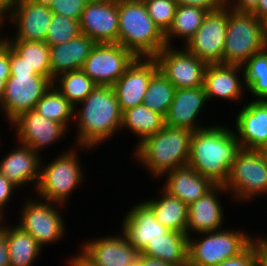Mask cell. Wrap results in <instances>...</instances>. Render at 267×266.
Wrapping results in <instances>:
<instances>
[{
  "instance_id": "cell-38",
  "label": "cell",
  "mask_w": 267,
  "mask_h": 266,
  "mask_svg": "<svg viewBox=\"0 0 267 266\" xmlns=\"http://www.w3.org/2000/svg\"><path fill=\"white\" fill-rule=\"evenodd\" d=\"M150 18L160 31L165 34L173 22L176 11L175 0H144Z\"/></svg>"
},
{
  "instance_id": "cell-40",
  "label": "cell",
  "mask_w": 267,
  "mask_h": 266,
  "mask_svg": "<svg viewBox=\"0 0 267 266\" xmlns=\"http://www.w3.org/2000/svg\"><path fill=\"white\" fill-rule=\"evenodd\" d=\"M215 266H257V236L240 254Z\"/></svg>"
},
{
  "instance_id": "cell-8",
  "label": "cell",
  "mask_w": 267,
  "mask_h": 266,
  "mask_svg": "<svg viewBox=\"0 0 267 266\" xmlns=\"http://www.w3.org/2000/svg\"><path fill=\"white\" fill-rule=\"evenodd\" d=\"M265 47L260 20L256 15L236 12L228 6L223 64L243 66L256 52Z\"/></svg>"
},
{
  "instance_id": "cell-33",
  "label": "cell",
  "mask_w": 267,
  "mask_h": 266,
  "mask_svg": "<svg viewBox=\"0 0 267 266\" xmlns=\"http://www.w3.org/2000/svg\"><path fill=\"white\" fill-rule=\"evenodd\" d=\"M242 67L251 100L267 101V47L256 52Z\"/></svg>"
},
{
  "instance_id": "cell-42",
  "label": "cell",
  "mask_w": 267,
  "mask_h": 266,
  "mask_svg": "<svg viewBox=\"0 0 267 266\" xmlns=\"http://www.w3.org/2000/svg\"><path fill=\"white\" fill-rule=\"evenodd\" d=\"M19 189L10 182L3 174L0 173V210L6 214L8 202L12 199L13 192ZM6 210V211H4Z\"/></svg>"
},
{
  "instance_id": "cell-36",
  "label": "cell",
  "mask_w": 267,
  "mask_h": 266,
  "mask_svg": "<svg viewBox=\"0 0 267 266\" xmlns=\"http://www.w3.org/2000/svg\"><path fill=\"white\" fill-rule=\"evenodd\" d=\"M175 90V86L158 71L149 82L148 89L144 94L143 104L165 118Z\"/></svg>"
},
{
  "instance_id": "cell-50",
  "label": "cell",
  "mask_w": 267,
  "mask_h": 266,
  "mask_svg": "<svg viewBox=\"0 0 267 266\" xmlns=\"http://www.w3.org/2000/svg\"><path fill=\"white\" fill-rule=\"evenodd\" d=\"M259 19L263 15H267V0H260L257 8L252 12Z\"/></svg>"
},
{
  "instance_id": "cell-56",
  "label": "cell",
  "mask_w": 267,
  "mask_h": 266,
  "mask_svg": "<svg viewBox=\"0 0 267 266\" xmlns=\"http://www.w3.org/2000/svg\"><path fill=\"white\" fill-rule=\"evenodd\" d=\"M1 32L3 31H0V37L2 36ZM6 43V37L4 38L3 36L0 38V47H2L4 44Z\"/></svg>"
},
{
  "instance_id": "cell-26",
  "label": "cell",
  "mask_w": 267,
  "mask_h": 266,
  "mask_svg": "<svg viewBox=\"0 0 267 266\" xmlns=\"http://www.w3.org/2000/svg\"><path fill=\"white\" fill-rule=\"evenodd\" d=\"M95 44L93 39L81 33L69 42L49 46L51 80L81 69Z\"/></svg>"
},
{
  "instance_id": "cell-55",
  "label": "cell",
  "mask_w": 267,
  "mask_h": 266,
  "mask_svg": "<svg viewBox=\"0 0 267 266\" xmlns=\"http://www.w3.org/2000/svg\"><path fill=\"white\" fill-rule=\"evenodd\" d=\"M5 85H6V81L2 79V76H0V101L2 100L4 92H5Z\"/></svg>"
},
{
  "instance_id": "cell-18",
  "label": "cell",
  "mask_w": 267,
  "mask_h": 266,
  "mask_svg": "<svg viewBox=\"0 0 267 266\" xmlns=\"http://www.w3.org/2000/svg\"><path fill=\"white\" fill-rule=\"evenodd\" d=\"M79 27L96 43H118V0L89 1L81 13Z\"/></svg>"
},
{
  "instance_id": "cell-49",
  "label": "cell",
  "mask_w": 267,
  "mask_h": 266,
  "mask_svg": "<svg viewBox=\"0 0 267 266\" xmlns=\"http://www.w3.org/2000/svg\"><path fill=\"white\" fill-rule=\"evenodd\" d=\"M20 0H0V9L8 14Z\"/></svg>"
},
{
  "instance_id": "cell-5",
  "label": "cell",
  "mask_w": 267,
  "mask_h": 266,
  "mask_svg": "<svg viewBox=\"0 0 267 266\" xmlns=\"http://www.w3.org/2000/svg\"><path fill=\"white\" fill-rule=\"evenodd\" d=\"M78 149L93 151L90 147L75 146L62 151L51 162L44 161V164L41 160L39 182L35 188L40 200L67 206L71 194L80 188L79 185H82L85 179Z\"/></svg>"
},
{
  "instance_id": "cell-3",
  "label": "cell",
  "mask_w": 267,
  "mask_h": 266,
  "mask_svg": "<svg viewBox=\"0 0 267 266\" xmlns=\"http://www.w3.org/2000/svg\"><path fill=\"white\" fill-rule=\"evenodd\" d=\"M192 133L165 125L133 148V159L148 170L151 179L159 180L165 173L188 164Z\"/></svg>"
},
{
  "instance_id": "cell-25",
  "label": "cell",
  "mask_w": 267,
  "mask_h": 266,
  "mask_svg": "<svg viewBox=\"0 0 267 266\" xmlns=\"http://www.w3.org/2000/svg\"><path fill=\"white\" fill-rule=\"evenodd\" d=\"M162 189L189 206L209 192L215 184L190 166H182L163 175ZM166 176V178H165ZM165 178V181H164Z\"/></svg>"
},
{
  "instance_id": "cell-32",
  "label": "cell",
  "mask_w": 267,
  "mask_h": 266,
  "mask_svg": "<svg viewBox=\"0 0 267 266\" xmlns=\"http://www.w3.org/2000/svg\"><path fill=\"white\" fill-rule=\"evenodd\" d=\"M34 110L44 118L61 123L68 132L69 124L74 122V106L54 85L44 93Z\"/></svg>"
},
{
  "instance_id": "cell-37",
  "label": "cell",
  "mask_w": 267,
  "mask_h": 266,
  "mask_svg": "<svg viewBox=\"0 0 267 266\" xmlns=\"http://www.w3.org/2000/svg\"><path fill=\"white\" fill-rule=\"evenodd\" d=\"M50 23L45 39L49 46L69 42L81 34L79 20L54 13Z\"/></svg>"
},
{
  "instance_id": "cell-29",
  "label": "cell",
  "mask_w": 267,
  "mask_h": 266,
  "mask_svg": "<svg viewBox=\"0 0 267 266\" xmlns=\"http://www.w3.org/2000/svg\"><path fill=\"white\" fill-rule=\"evenodd\" d=\"M5 238L10 266H33L34 261L43 254L41 253L43 248L34 237L16 224H5Z\"/></svg>"
},
{
  "instance_id": "cell-53",
  "label": "cell",
  "mask_w": 267,
  "mask_h": 266,
  "mask_svg": "<svg viewBox=\"0 0 267 266\" xmlns=\"http://www.w3.org/2000/svg\"><path fill=\"white\" fill-rule=\"evenodd\" d=\"M31 1H33L37 5H41L45 8H49V9H50V6L53 2V0H31Z\"/></svg>"
},
{
  "instance_id": "cell-58",
  "label": "cell",
  "mask_w": 267,
  "mask_h": 266,
  "mask_svg": "<svg viewBox=\"0 0 267 266\" xmlns=\"http://www.w3.org/2000/svg\"><path fill=\"white\" fill-rule=\"evenodd\" d=\"M264 236H265V237H264ZM260 238L263 239L265 242H267V236H266V234H265V235H263V234L260 235Z\"/></svg>"
},
{
  "instance_id": "cell-1",
  "label": "cell",
  "mask_w": 267,
  "mask_h": 266,
  "mask_svg": "<svg viewBox=\"0 0 267 266\" xmlns=\"http://www.w3.org/2000/svg\"><path fill=\"white\" fill-rule=\"evenodd\" d=\"M239 149L233 127L207 125L192 133L187 165L215 185H224Z\"/></svg>"
},
{
  "instance_id": "cell-20",
  "label": "cell",
  "mask_w": 267,
  "mask_h": 266,
  "mask_svg": "<svg viewBox=\"0 0 267 266\" xmlns=\"http://www.w3.org/2000/svg\"><path fill=\"white\" fill-rule=\"evenodd\" d=\"M245 103L233 124L240 148L267 151V101Z\"/></svg>"
},
{
  "instance_id": "cell-48",
  "label": "cell",
  "mask_w": 267,
  "mask_h": 266,
  "mask_svg": "<svg viewBox=\"0 0 267 266\" xmlns=\"http://www.w3.org/2000/svg\"><path fill=\"white\" fill-rule=\"evenodd\" d=\"M134 266H174V265L164 262L160 259L151 258L141 254L139 260L134 264Z\"/></svg>"
},
{
  "instance_id": "cell-17",
  "label": "cell",
  "mask_w": 267,
  "mask_h": 266,
  "mask_svg": "<svg viewBox=\"0 0 267 266\" xmlns=\"http://www.w3.org/2000/svg\"><path fill=\"white\" fill-rule=\"evenodd\" d=\"M158 71L154 58L137 57L132 62L113 85L122 112L143 104L149 82Z\"/></svg>"
},
{
  "instance_id": "cell-31",
  "label": "cell",
  "mask_w": 267,
  "mask_h": 266,
  "mask_svg": "<svg viewBox=\"0 0 267 266\" xmlns=\"http://www.w3.org/2000/svg\"><path fill=\"white\" fill-rule=\"evenodd\" d=\"M208 11L197 6L177 5L173 22L164 34L167 46H172L173 39H183V46L193 37L201 26Z\"/></svg>"
},
{
  "instance_id": "cell-13",
  "label": "cell",
  "mask_w": 267,
  "mask_h": 266,
  "mask_svg": "<svg viewBox=\"0 0 267 266\" xmlns=\"http://www.w3.org/2000/svg\"><path fill=\"white\" fill-rule=\"evenodd\" d=\"M158 70L176 89L203 86L207 64L184 46H165L155 57Z\"/></svg>"
},
{
  "instance_id": "cell-14",
  "label": "cell",
  "mask_w": 267,
  "mask_h": 266,
  "mask_svg": "<svg viewBox=\"0 0 267 266\" xmlns=\"http://www.w3.org/2000/svg\"><path fill=\"white\" fill-rule=\"evenodd\" d=\"M228 5L208 12L193 37L184 46L206 64H223Z\"/></svg>"
},
{
  "instance_id": "cell-6",
  "label": "cell",
  "mask_w": 267,
  "mask_h": 266,
  "mask_svg": "<svg viewBox=\"0 0 267 266\" xmlns=\"http://www.w3.org/2000/svg\"><path fill=\"white\" fill-rule=\"evenodd\" d=\"M224 186L239 204L267 194V151L240 148Z\"/></svg>"
},
{
  "instance_id": "cell-30",
  "label": "cell",
  "mask_w": 267,
  "mask_h": 266,
  "mask_svg": "<svg viewBox=\"0 0 267 266\" xmlns=\"http://www.w3.org/2000/svg\"><path fill=\"white\" fill-rule=\"evenodd\" d=\"M165 126V118L151 109L145 104L137 105L133 108L123 111L121 132L128 129L135 137H138L137 146L146 137L154 135Z\"/></svg>"
},
{
  "instance_id": "cell-7",
  "label": "cell",
  "mask_w": 267,
  "mask_h": 266,
  "mask_svg": "<svg viewBox=\"0 0 267 266\" xmlns=\"http://www.w3.org/2000/svg\"><path fill=\"white\" fill-rule=\"evenodd\" d=\"M253 240L243 229L225 228L188 237L187 266H215L240 254Z\"/></svg>"
},
{
  "instance_id": "cell-4",
  "label": "cell",
  "mask_w": 267,
  "mask_h": 266,
  "mask_svg": "<svg viewBox=\"0 0 267 266\" xmlns=\"http://www.w3.org/2000/svg\"><path fill=\"white\" fill-rule=\"evenodd\" d=\"M118 24V44L136 57L154 58L167 46L143 0H118Z\"/></svg>"
},
{
  "instance_id": "cell-24",
  "label": "cell",
  "mask_w": 267,
  "mask_h": 266,
  "mask_svg": "<svg viewBox=\"0 0 267 266\" xmlns=\"http://www.w3.org/2000/svg\"><path fill=\"white\" fill-rule=\"evenodd\" d=\"M0 160V173L19 189L27 184L34 190L39 182L42 156L29 146L19 143Z\"/></svg>"
},
{
  "instance_id": "cell-39",
  "label": "cell",
  "mask_w": 267,
  "mask_h": 266,
  "mask_svg": "<svg viewBox=\"0 0 267 266\" xmlns=\"http://www.w3.org/2000/svg\"><path fill=\"white\" fill-rule=\"evenodd\" d=\"M88 0H53L50 10L53 13L79 20Z\"/></svg>"
},
{
  "instance_id": "cell-19",
  "label": "cell",
  "mask_w": 267,
  "mask_h": 266,
  "mask_svg": "<svg viewBox=\"0 0 267 266\" xmlns=\"http://www.w3.org/2000/svg\"><path fill=\"white\" fill-rule=\"evenodd\" d=\"M203 87L208 102L215 98L242 102L245 98L243 95L247 92L243 67L231 64H207Z\"/></svg>"
},
{
  "instance_id": "cell-2",
  "label": "cell",
  "mask_w": 267,
  "mask_h": 266,
  "mask_svg": "<svg viewBox=\"0 0 267 266\" xmlns=\"http://www.w3.org/2000/svg\"><path fill=\"white\" fill-rule=\"evenodd\" d=\"M122 113L113 86L97 85L74 107L77 139L75 138L73 144L77 147L98 148L102 143L109 141L115 133H119Z\"/></svg>"
},
{
  "instance_id": "cell-9",
  "label": "cell",
  "mask_w": 267,
  "mask_h": 266,
  "mask_svg": "<svg viewBox=\"0 0 267 266\" xmlns=\"http://www.w3.org/2000/svg\"><path fill=\"white\" fill-rule=\"evenodd\" d=\"M32 197H27L22 203L19 222L15 224L33 236L42 248L65 238L67 225L60 211L64 205Z\"/></svg>"
},
{
  "instance_id": "cell-11",
  "label": "cell",
  "mask_w": 267,
  "mask_h": 266,
  "mask_svg": "<svg viewBox=\"0 0 267 266\" xmlns=\"http://www.w3.org/2000/svg\"><path fill=\"white\" fill-rule=\"evenodd\" d=\"M120 232L122 234L84 240L76 257L86 266H134L141 252Z\"/></svg>"
},
{
  "instance_id": "cell-43",
  "label": "cell",
  "mask_w": 267,
  "mask_h": 266,
  "mask_svg": "<svg viewBox=\"0 0 267 266\" xmlns=\"http://www.w3.org/2000/svg\"><path fill=\"white\" fill-rule=\"evenodd\" d=\"M10 74H37L22 57L10 47Z\"/></svg>"
},
{
  "instance_id": "cell-51",
  "label": "cell",
  "mask_w": 267,
  "mask_h": 266,
  "mask_svg": "<svg viewBox=\"0 0 267 266\" xmlns=\"http://www.w3.org/2000/svg\"><path fill=\"white\" fill-rule=\"evenodd\" d=\"M261 25V35L265 46L267 47V15H263L259 18Z\"/></svg>"
},
{
  "instance_id": "cell-12",
  "label": "cell",
  "mask_w": 267,
  "mask_h": 266,
  "mask_svg": "<svg viewBox=\"0 0 267 266\" xmlns=\"http://www.w3.org/2000/svg\"><path fill=\"white\" fill-rule=\"evenodd\" d=\"M136 58L118 43H96L81 69L96 85L113 86Z\"/></svg>"
},
{
  "instance_id": "cell-41",
  "label": "cell",
  "mask_w": 267,
  "mask_h": 266,
  "mask_svg": "<svg viewBox=\"0 0 267 266\" xmlns=\"http://www.w3.org/2000/svg\"><path fill=\"white\" fill-rule=\"evenodd\" d=\"M177 5L197 6L208 12L216 11L228 5V0H175Z\"/></svg>"
},
{
  "instance_id": "cell-10",
  "label": "cell",
  "mask_w": 267,
  "mask_h": 266,
  "mask_svg": "<svg viewBox=\"0 0 267 266\" xmlns=\"http://www.w3.org/2000/svg\"><path fill=\"white\" fill-rule=\"evenodd\" d=\"M52 85L49 77L39 74H10L0 101V111L8 124L21 113L34 109Z\"/></svg>"
},
{
  "instance_id": "cell-34",
  "label": "cell",
  "mask_w": 267,
  "mask_h": 266,
  "mask_svg": "<svg viewBox=\"0 0 267 266\" xmlns=\"http://www.w3.org/2000/svg\"><path fill=\"white\" fill-rule=\"evenodd\" d=\"M56 89L75 107L97 86L82 69L63 73L54 79Z\"/></svg>"
},
{
  "instance_id": "cell-57",
  "label": "cell",
  "mask_w": 267,
  "mask_h": 266,
  "mask_svg": "<svg viewBox=\"0 0 267 266\" xmlns=\"http://www.w3.org/2000/svg\"><path fill=\"white\" fill-rule=\"evenodd\" d=\"M5 213H3L1 210H0V223L4 222L5 221Z\"/></svg>"
},
{
  "instance_id": "cell-45",
  "label": "cell",
  "mask_w": 267,
  "mask_h": 266,
  "mask_svg": "<svg viewBox=\"0 0 267 266\" xmlns=\"http://www.w3.org/2000/svg\"><path fill=\"white\" fill-rule=\"evenodd\" d=\"M260 0H228V6L236 12L252 13Z\"/></svg>"
},
{
  "instance_id": "cell-28",
  "label": "cell",
  "mask_w": 267,
  "mask_h": 266,
  "mask_svg": "<svg viewBox=\"0 0 267 266\" xmlns=\"http://www.w3.org/2000/svg\"><path fill=\"white\" fill-rule=\"evenodd\" d=\"M141 254L160 259L174 266H187L188 236L169 230L165 235H162V238L149 241Z\"/></svg>"
},
{
  "instance_id": "cell-22",
  "label": "cell",
  "mask_w": 267,
  "mask_h": 266,
  "mask_svg": "<svg viewBox=\"0 0 267 266\" xmlns=\"http://www.w3.org/2000/svg\"><path fill=\"white\" fill-rule=\"evenodd\" d=\"M207 102L203 86L176 89L172 103L165 116V125L189 129L192 132L206 127L204 124L200 125L198 117Z\"/></svg>"
},
{
  "instance_id": "cell-35",
  "label": "cell",
  "mask_w": 267,
  "mask_h": 266,
  "mask_svg": "<svg viewBox=\"0 0 267 266\" xmlns=\"http://www.w3.org/2000/svg\"><path fill=\"white\" fill-rule=\"evenodd\" d=\"M6 42L37 74L51 79L50 51L46 42L22 40H6Z\"/></svg>"
},
{
  "instance_id": "cell-27",
  "label": "cell",
  "mask_w": 267,
  "mask_h": 266,
  "mask_svg": "<svg viewBox=\"0 0 267 266\" xmlns=\"http://www.w3.org/2000/svg\"><path fill=\"white\" fill-rule=\"evenodd\" d=\"M155 199L144 202L154 212L156 220L170 231L187 233L188 206L176 197L169 195L162 188Z\"/></svg>"
},
{
  "instance_id": "cell-59",
  "label": "cell",
  "mask_w": 267,
  "mask_h": 266,
  "mask_svg": "<svg viewBox=\"0 0 267 266\" xmlns=\"http://www.w3.org/2000/svg\"><path fill=\"white\" fill-rule=\"evenodd\" d=\"M88 1H112V0H88Z\"/></svg>"
},
{
  "instance_id": "cell-23",
  "label": "cell",
  "mask_w": 267,
  "mask_h": 266,
  "mask_svg": "<svg viewBox=\"0 0 267 266\" xmlns=\"http://www.w3.org/2000/svg\"><path fill=\"white\" fill-rule=\"evenodd\" d=\"M121 231L129 243L140 252L149 241L162 238L169 230L161 225L151 208L142 200L135 203L123 216Z\"/></svg>"
},
{
  "instance_id": "cell-21",
  "label": "cell",
  "mask_w": 267,
  "mask_h": 266,
  "mask_svg": "<svg viewBox=\"0 0 267 266\" xmlns=\"http://www.w3.org/2000/svg\"><path fill=\"white\" fill-rule=\"evenodd\" d=\"M224 192L228 193L224 185H215L204 196L188 206L186 233L188 237L196 233L212 232L224 228L225 207H222L221 200L218 198L219 196L221 198Z\"/></svg>"
},
{
  "instance_id": "cell-47",
  "label": "cell",
  "mask_w": 267,
  "mask_h": 266,
  "mask_svg": "<svg viewBox=\"0 0 267 266\" xmlns=\"http://www.w3.org/2000/svg\"><path fill=\"white\" fill-rule=\"evenodd\" d=\"M257 266H267V242L257 236Z\"/></svg>"
},
{
  "instance_id": "cell-54",
  "label": "cell",
  "mask_w": 267,
  "mask_h": 266,
  "mask_svg": "<svg viewBox=\"0 0 267 266\" xmlns=\"http://www.w3.org/2000/svg\"><path fill=\"white\" fill-rule=\"evenodd\" d=\"M6 20V21H5ZM5 22L7 23V14L0 9V31H3Z\"/></svg>"
},
{
  "instance_id": "cell-44",
  "label": "cell",
  "mask_w": 267,
  "mask_h": 266,
  "mask_svg": "<svg viewBox=\"0 0 267 266\" xmlns=\"http://www.w3.org/2000/svg\"><path fill=\"white\" fill-rule=\"evenodd\" d=\"M0 76L5 81L10 77V46L7 42L0 47Z\"/></svg>"
},
{
  "instance_id": "cell-46",
  "label": "cell",
  "mask_w": 267,
  "mask_h": 266,
  "mask_svg": "<svg viewBox=\"0 0 267 266\" xmlns=\"http://www.w3.org/2000/svg\"><path fill=\"white\" fill-rule=\"evenodd\" d=\"M0 266H10L9 251L5 238V221L0 223Z\"/></svg>"
},
{
  "instance_id": "cell-15",
  "label": "cell",
  "mask_w": 267,
  "mask_h": 266,
  "mask_svg": "<svg viewBox=\"0 0 267 266\" xmlns=\"http://www.w3.org/2000/svg\"><path fill=\"white\" fill-rule=\"evenodd\" d=\"M10 125L16 131V143L29 146L39 155L43 149L57 144L68 134L61 123L42 117L34 109L21 113Z\"/></svg>"
},
{
  "instance_id": "cell-16",
  "label": "cell",
  "mask_w": 267,
  "mask_h": 266,
  "mask_svg": "<svg viewBox=\"0 0 267 266\" xmlns=\"http://www.w3.org/2000/svg\"><path fill=\"white\" fill-rule=\"evenodd\" d=\"M53 12L31 0H20L7 14L16 33L5 36L6 40L45 42ZM16 35H15V34Z\"/></svg>"
},
{
  "instance_id": "cell-52",
  "label": "cell",
  "mask_w": 267,
  "mask_h": 266,
  "mask_svg": "<svg viewBox=\"0 0 267 266\" xmlns=\"http://www.w3.org/2000/svg\"><path fill=\"white\" fill-rule=\"evenodd\" d=\"M67 261H68L67 263L69 264V266H86L76 257V254L71 256L69 260Z\"/></svg>"
}]
</instances>
